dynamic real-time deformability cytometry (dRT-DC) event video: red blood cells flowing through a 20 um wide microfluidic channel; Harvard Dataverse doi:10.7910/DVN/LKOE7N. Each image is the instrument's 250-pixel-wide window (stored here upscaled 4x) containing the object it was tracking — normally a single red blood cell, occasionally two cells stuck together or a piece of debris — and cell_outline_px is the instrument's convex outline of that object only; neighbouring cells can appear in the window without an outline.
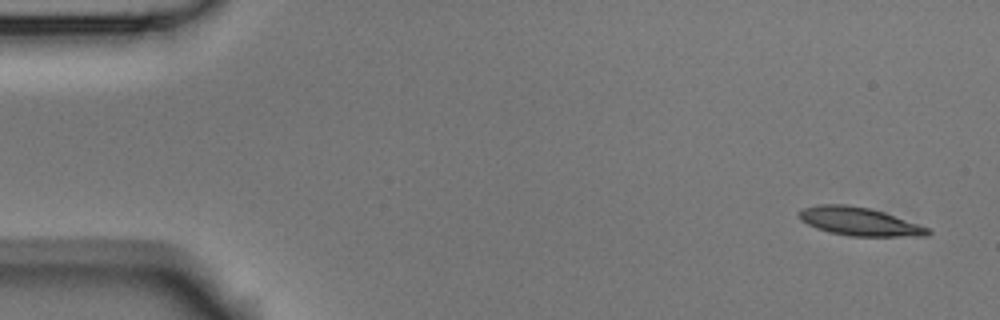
{"species": "Egyptian fruit bat (a non-hibernating species)", "species_latin": "Rousettus aegyptiacus", "temperature_condition": "room temperature", "stored_images_in_passage": 4, "camera_frame_rate_fps": 3000, "um_per_image_px": 0.085, "animal": {"sex": "male"}, "frame": {"image": 1, "passage_image": 1, "time_ms": 0.0, "image_size_px": [1000, 320], "cell_outline_px": [[932, 232], [928, 236], [848, 236], [828, 232], [816, 228], [800, 220], [800, 212], [804, 208], [820, 204], [848, 204], [868, 208], [884, 212], [928, 228]], "centroid_in_image_um": [73.04, 18.83], "position_along_channel_um": 12.0, "area_um2": 21.04}}
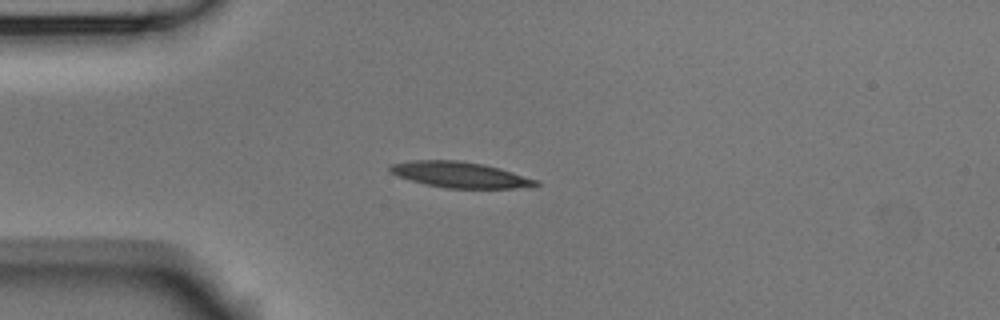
{"frame": {"image": 2, "passage_image": 4, "time_ms": 1.0, "image_size_px": [1000, 320], "cell_outline_px": [[540, 184], [516, 188], [448, 188], [424, 184], [400, 176], [392, 172], [388, 168], [388, 164], [412, 160], [460, 160], [484, 164], [500, 168], [540, 180]], "centroid_in_image_um": [39.12, 14.84], "position_along_channel_um": 45.9, "area_um2": 21.91}}